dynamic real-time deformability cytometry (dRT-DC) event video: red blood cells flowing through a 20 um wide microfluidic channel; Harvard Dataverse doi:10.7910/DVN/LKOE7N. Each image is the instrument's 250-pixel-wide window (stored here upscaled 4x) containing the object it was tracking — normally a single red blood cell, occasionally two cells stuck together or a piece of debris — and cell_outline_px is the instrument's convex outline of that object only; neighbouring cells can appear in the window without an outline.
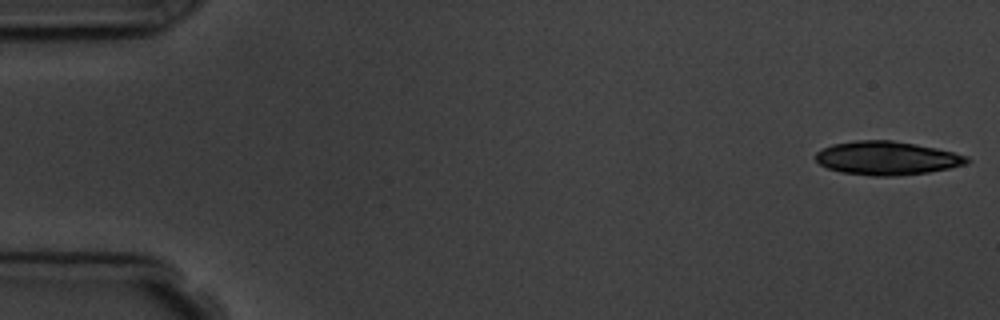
{"species": "common noctule bat (a hibernating species)", "species_latin": "Nyctalus noctula", "temperature_condition": "room temperature", "stored_images_in_passage": 11, "camera_frame_rate_fps": 3000, "um_per_image_px": 0.085, "animal": {"sex": "male", "body_mass_g": 19.5, "forearm_length_mm": 54.6}, "frame": {"image": 1, "passage_image": 1, "time_ms": 0.0, "image_size_px": [1000, 320], "cell_outline_px": [[972, 160], [968, 164], [928, 172], [896, 176], [872, 176], [840, 172], [828, 168], [820, 164], [816, 160], [816, 152], [832, 144], [856, 140], [892, 140], [916, 144], [936, 148], [968, 156]], "centroid_in_image_um": [75.4, 13.44], "position_along_channel_um": 9.6, "area_um2": 29.65}}
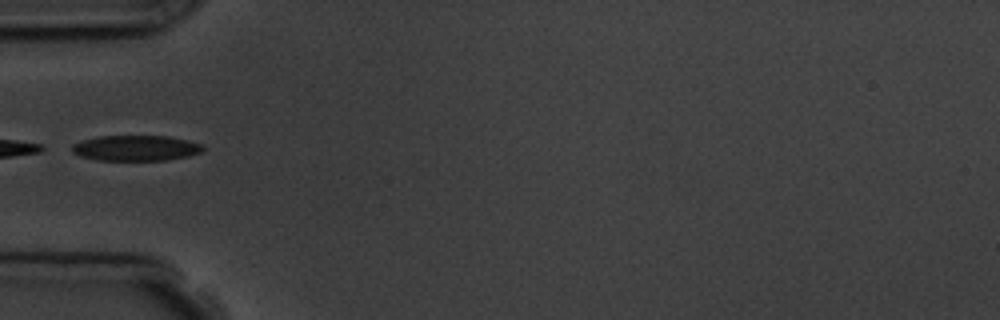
{"frame": {"image": 2, "passage_image": 5, "time_ms": 5.667, "image_size_px": [1000, 320], "cell_outline_px": [[204, 148], [200, 152], [188, 156], [168, 160], [100, 160], [80, 156], [72, 152], [72, 144], [80, 140], [100, 136], [168, 136], [188, 140], [200, 144]], "centroid_in_image_um": [11.52, 12.58], "position_along_channel_um": 73.5, "area_um2": 19.42}}